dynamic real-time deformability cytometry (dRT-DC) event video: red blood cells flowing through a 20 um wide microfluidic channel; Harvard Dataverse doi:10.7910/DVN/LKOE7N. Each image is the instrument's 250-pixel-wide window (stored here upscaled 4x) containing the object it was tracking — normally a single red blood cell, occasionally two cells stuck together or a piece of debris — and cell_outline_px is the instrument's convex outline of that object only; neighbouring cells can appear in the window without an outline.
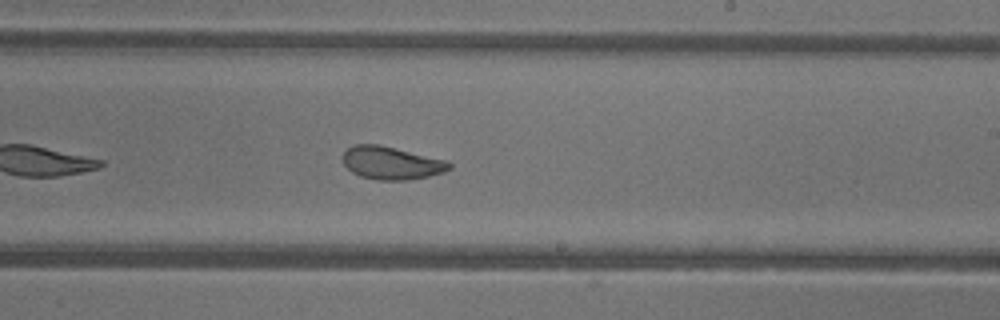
{"species": "common noctule bat (a hibernating species)", "species_latin": "Nyctalus noctula", "temperature_condition": "warm", "stored_images_in_passage": 22, "camera_frame_rate_fps": 3000, "um_per_image_px": 0.085, "animal": {"sex": "female"}, "frame": {"image": 1, "passage_image": 16, "time_ms": 5.0, "image_size_px": [1000, 320], "cell_outline_px": [[452, 168], [444, 172], [428, 176], [408, 180], [376, 180], [360, 176], [352, 172], [344, 164], [344, 152], [348, 148], [356, 144], [376, 144], [448, 160], [452, 164]], "centroid_in_image_um": [33.3, 13.86], "position_along_channel_um": 255.7, "area_um2": 20.29}}
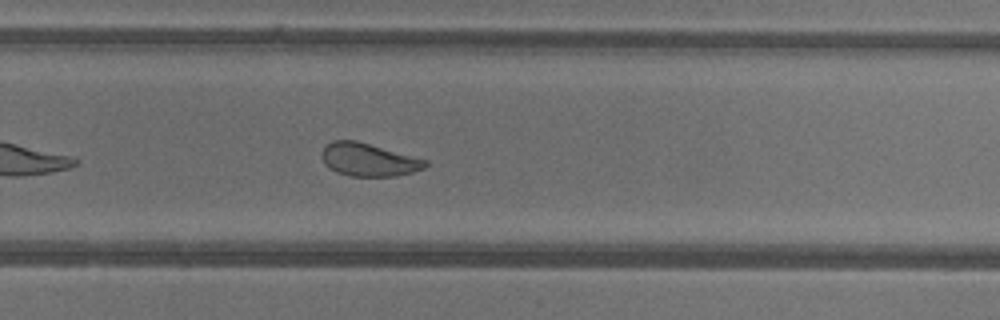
{"frame": {"image": 2, "passage_image": 19, "time_ms": 6.0, "image_size_px": [1000, 320], "cell_outline_px": [[428, 164], [424, 168], [412, 172], [396, 176], [352, 176], [336, 172], [324, 164], [320, 156], [320, 152], [332, 140], [356, 140], [428, 160]], "centroid_in_image_um": [31.31, 13.57], "position_along_channel_um": 298.5, "area_um2": 19.94}}